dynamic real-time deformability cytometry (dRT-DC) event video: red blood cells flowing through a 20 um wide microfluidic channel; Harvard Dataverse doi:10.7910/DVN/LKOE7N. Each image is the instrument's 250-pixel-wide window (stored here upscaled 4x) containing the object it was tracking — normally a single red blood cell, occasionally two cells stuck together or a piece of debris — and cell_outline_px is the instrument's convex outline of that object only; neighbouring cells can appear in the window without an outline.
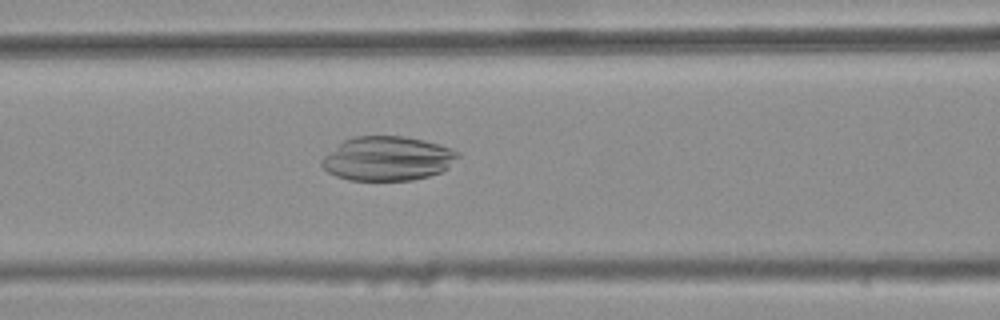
{"species": "common noctule bat (a hibernating species)", "species_latin": "Nyctalus noctula", "temperature_condition": "warm", "stored_images_in_passage": 46, "camera_frame_rate_fps": 3000, "um_per_image_px": 0.085, "animal": {"sex": "female", "body_mass_g": 25.1}, "frame": {"image": 1, "passage_image": 22, "time_ms": 7.0, "image_size_px": [1000, 320], "cell_outline_px": [[460, 156], [448, 168], [440, 172], [428, 176], [412, 180], [348, 180], [336, 176], [328, 172], [320, 164], [320, 160], [324, 156], [344, 140], [356, 136], [404, 136], [424, 140], [440, 144], [452, 148], [460, 152]], "centroid_in_image_um": [32.96, 13.47], "position_along_channel_um": 133.6, "area_um2": 35.2}}
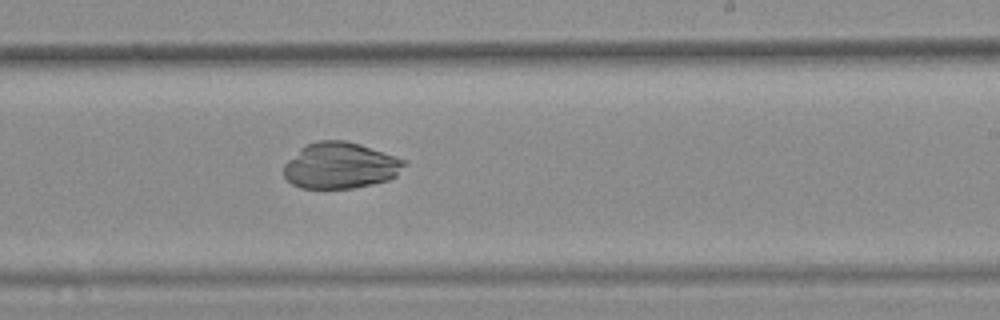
{"frame": {"image": 2, "passage_image": 32, "time_ms": 10.333, "image_size_px": [1000, 320], "cell_outline_px": [[408, 164], [396, 176], [388, 180], [372, 184], [352, 188], [300, 188], [292, 184], [284, 176], [284, 164], [300, 148], [316, 140], [344, 140], [360, 144], [408, 160]], "centroid_in_image_um": [28.96, 14.07], "position_along_channel_um": 260.0, "area_um2": 32.6}}
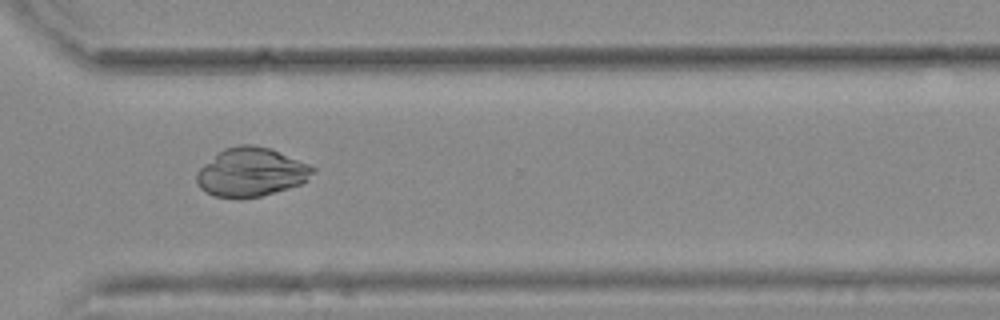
{"frame": {"image": 3, "passage_image": 39, "time_ms": 12.667, "image_size_px": [1000, 320], "cell_outline_px": [[316, 172], [308, 180], [300, 184], [288, 188], [260, 196], [240, 200], [212, 196], [204, 192], [200, 188], [196, 180], [196, 172], [204, 164], [224, 148], [240, 144], [252, 144], [272, 148], [308, 164], [316, 168]], "centroid_in_image_um": [21.34, 14.65], "position_along_channel_um": 349.3, "area_um2": 33.47}}